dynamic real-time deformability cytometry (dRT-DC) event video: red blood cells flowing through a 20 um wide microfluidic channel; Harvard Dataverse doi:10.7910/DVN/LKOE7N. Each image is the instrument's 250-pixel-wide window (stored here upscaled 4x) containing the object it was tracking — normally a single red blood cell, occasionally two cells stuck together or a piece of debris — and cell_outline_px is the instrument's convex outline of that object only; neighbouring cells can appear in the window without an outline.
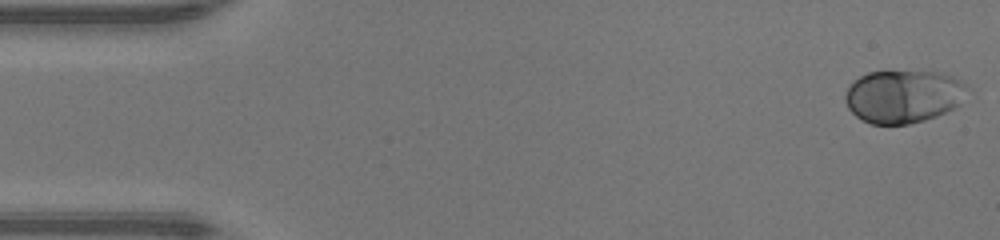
{"species": "human", "species_latin": "Homo sapiens", "temperature_condition": "warm", "stored_images_in_passage": 46, "camera_frame_rate_fps": 3000, "um_per_image_px": 0.085, "donor": {"sex": "male"}, "frame": {"image": 1, "passage_image": 1, "time_ms": 0.0, "image_size_px": [1000, 240], "cell_outline_px": [[964, 84], [956, 104], [952, 108], [936, 116], [924, 120], [908, 124], [872, 124], [856, 116], [848, 108], [844, 100], [844, 96], [848, 88], [860, 76], [868, 72], [940, 72], [952, 76]], "centroid_in_image_um": [76.67, 8.2], "position_along_channel_um": 8.3, "area_um2": 36.53}}
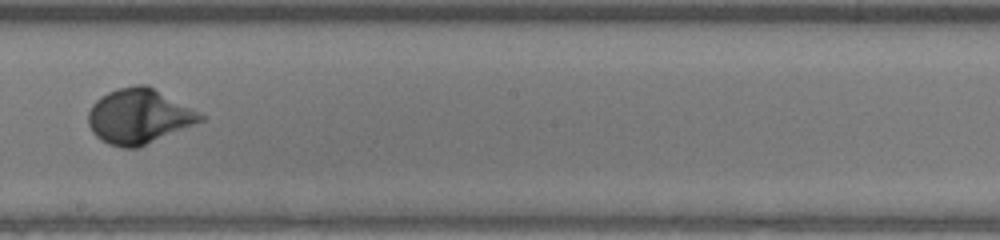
{"frame": {"image": 2, "passage_image": 26, "time_ms": 8.333, "image_size_px": [1000, 240], "cell_outline_px": [[204, 120], [136, 148], [124, 148], [108, 144], [96, 136], [92, 132], [88, 124], [88, 112], [92, 104], [100, 96], [116, 88], [136, 84], [148, 84], [204, 116]], "centroid_in_image_um": [11.75, 9.87], "position_along_channel_um": 236.5, "area_um2": 35.55}}
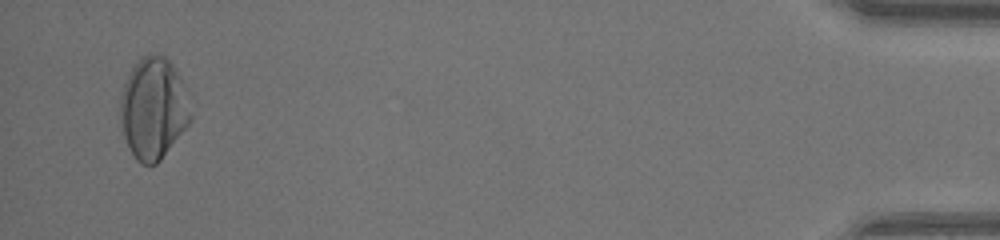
{"frame": {"image": 3, "passage_image": 45, "time_ms": 14.667, "image_size_px": [1000, 240], "cell_outline_px": [[192, 120], [160, 160], [156, 164], [140, 164], [136, 160], [124, 136], [120, 120], [120, 96], [124, 84], [132, 68], [144, 56], [152, 52], [164, 56], [172, 64], [176, 72], [192, 116]], "centroid_in_image_um": [13.0, 9.24], "position_along_channel_um": 422.2, "area_um2": 40.75}, "authors_computed_cell_mechanics": {"area_um2": 34.9979, "velocity_mm_per_s": 4.3752, "shape_relaxation_time_tau1_ms": 2.5659, "shape_relaxation_time_tau2_ms": null, "deformation_change_tau1": 0.1673, "deformation_change_tau2": null}}